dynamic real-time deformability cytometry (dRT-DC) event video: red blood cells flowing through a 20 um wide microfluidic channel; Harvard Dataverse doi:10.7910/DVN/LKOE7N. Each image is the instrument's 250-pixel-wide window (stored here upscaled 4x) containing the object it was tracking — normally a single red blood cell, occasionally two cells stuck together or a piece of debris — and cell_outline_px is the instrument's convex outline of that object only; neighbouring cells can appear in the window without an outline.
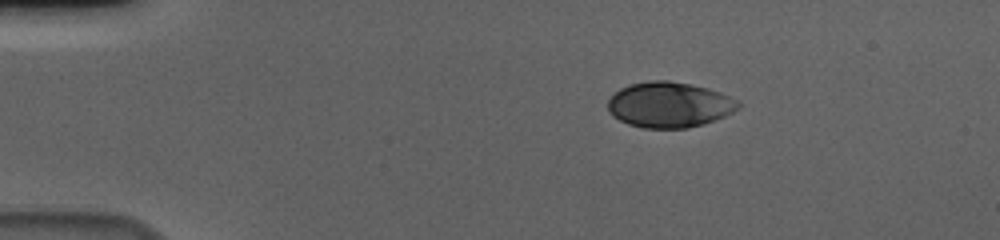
{"species": "human", "species_latin": "Homo sapiens", "temperature_condition": "cold", "stored_images_in_passage": 48, "camera_frame_rate_fps": 3000, "um_per_image_px": 0.085, "donor": {"sex": "male"}, "frame": {"image": 1, "passage_image": 1, "time_ms": 0.0, "image_size_px": [1000, 240], "cell_outline_px": [[740, 104], [732, 112], [724, 116], [688, 128], [644, 128], [628, 124], [612, 116], [608, 112], [608, 100], [620, 88], [628, 84], [648, 80], [668, 80], [692, 84], [708, 88], [720, 92], [736, 100]], "centroid_in_image_um": [56.83, 8.89], "position_along_channel_um": 28.2, "area_um2": 34.45}}
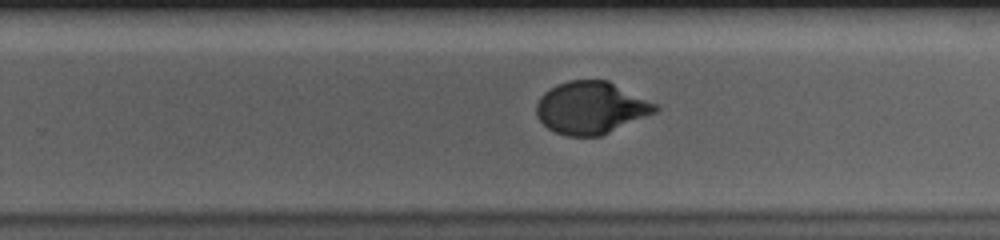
{"frame": {"image": 2, "passage_image": 28, "time_ms": 9.0, "image_size_px": [1000, 240], "cell_outline_px": [[660, 108], [656, 112], [600, 136], [568, 136], [556, 132], [548, 128], [536, 116], [536, 104], [540, 96], [544, 92], [556, 84], [568, 80], [608, 80], [656, 104]], "centroid_in_image_um": [50.2, 9.15], "position_along_channel_um": 279.6, "area_um2": 36.07}}
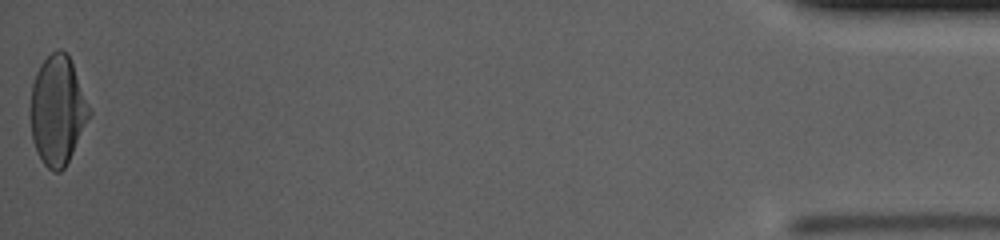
{"frame": {"image": 3, "passage_image": 48, "time_ms": 15.667, "image_size_px": [1000, 240], "cell_outline_px": [[92, 112], [64, 168], [60, 172], [52, 172], [44, 164], [36, 152], [32, 140], [28, 116], [28, 108], [32, 84], [36, 72], [40, 64], [56, 48], [60, 48], [68, 52]], "centroid_in_image_um": [4.85, 9.35], "position_along_channel_um": 430.4, "area_um2": 37.97}, "authors_computed_cell_mechanics": {"area_um2": 35.8938, "velocity_mm_per_s": 3.6199, "shape_relaxation_time_tau1_ms": 3.4473, "shape_relaxation_time_tau2_ms": null, "deformation_change_tau1": 0.164, "deformation_change_tau2": null}}